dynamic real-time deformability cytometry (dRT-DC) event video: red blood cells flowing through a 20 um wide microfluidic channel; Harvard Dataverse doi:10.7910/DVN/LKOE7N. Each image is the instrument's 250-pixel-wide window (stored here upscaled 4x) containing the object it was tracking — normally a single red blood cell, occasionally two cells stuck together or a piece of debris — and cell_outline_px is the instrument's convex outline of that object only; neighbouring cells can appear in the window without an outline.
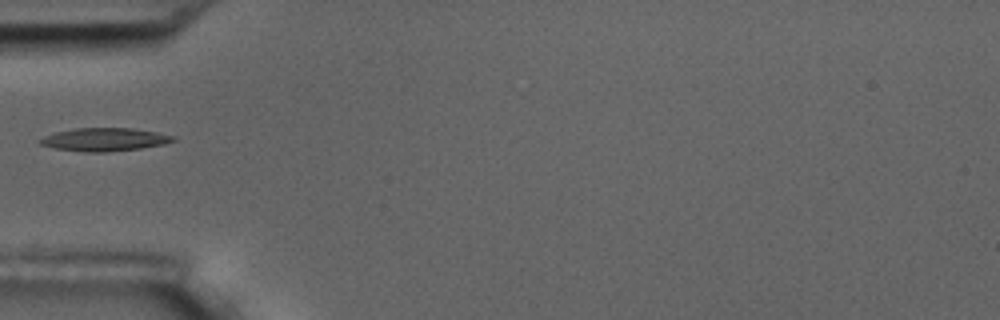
{"species": "common noctule bat (a hibernating species)", "species_latin": "Nyctalus noctula", "temperature_condition": "room temperature", "stored_images_in_passage": 6, "camera_frame_rate_fps": 3000, "um_per_image_px": 0.085, "animal": {"sex": "male", "body_mass_g": 17.5, "forearm_length_mm": 52.3}, "frame": {"image": 1, "passage_image": 1, "time_ms": 0.0, "image_size_px": [1000, 320], "cell_outline_px": [[176, 140], [164, 144], [140, 148], [104, 152], [84, 152], [56, 148], [40, 144], [36, 140], [44, 136], [56, 132], [76, 128], [132, 128], [156, 132], [176, 136]], "centroid_in_image_um": [8.88, 11.85], "position_along_channel_um": 76.1, "area_um2": 17.86}}
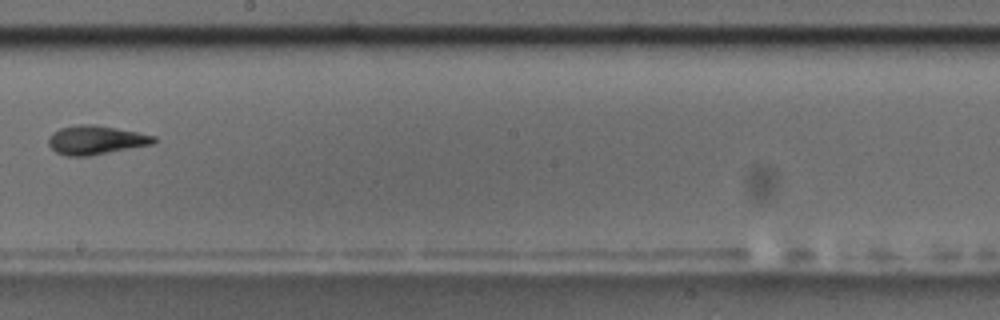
{"frame": {"image": 2, "passage_image": 5, "time_ms": 4.667, "image_size_px": [1000, 320], "cell_outline_px": [[160, 140], [152, 144], [92, 156], [68, 156], [56, 152], [48, 144], [48, 136], [52, 132], [60, 128], [76, 124], [92, 124], [116, 128], [156, 136]], "centroid_in_image_um": [8.14, 11.9], "position_along_channel_um": 240.1, "area_um2": 17.92}}
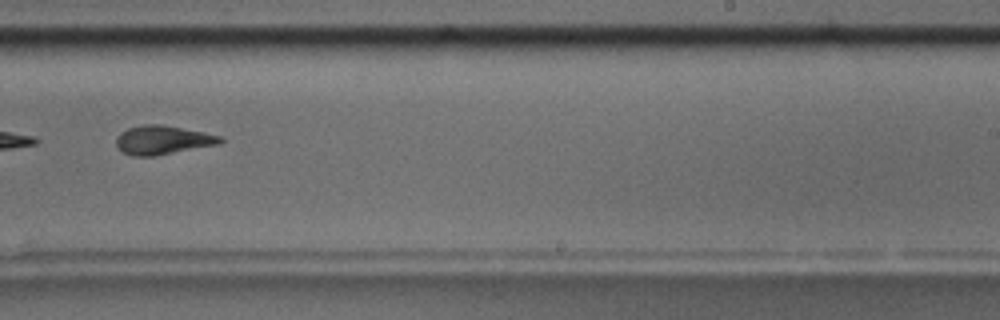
{"frame": {"image": 3, "passage_image": 6, "time_ms": 5.667, "image_size_px": [1000, 320], "cell_outline_px": [[224, 140], [220, 144], [152, 156], [132, 156], [124, 152], [116, 144], [116, 136], [120, 132], [128, 128], [144, 124], [160, 124], [204, 132], [224, 136]], "centroid_in_image_um": [13.85, 11.89], "position_along_channel_um": 275.1, "area_um2": 17.46}}